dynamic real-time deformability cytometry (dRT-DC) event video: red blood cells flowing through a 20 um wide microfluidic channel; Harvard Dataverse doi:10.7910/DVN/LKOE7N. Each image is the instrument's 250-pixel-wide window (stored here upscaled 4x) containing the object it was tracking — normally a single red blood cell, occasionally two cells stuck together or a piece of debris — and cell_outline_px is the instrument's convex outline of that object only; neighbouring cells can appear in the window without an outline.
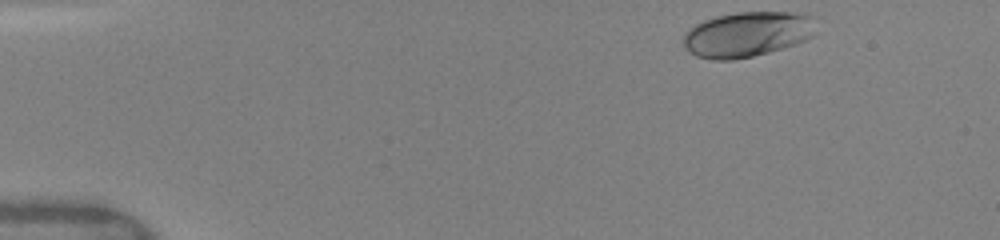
{"species": "human", "species_latin": "Homo sapiens", "temperature_condition": "warm", "stored_images_in_passage": 12, "camera_frame_rate_fps": 3000, "um_per_image_px": 0.085, "donor": {"sex": "female"}, "frame": {"image": 1, "passage_image": 1, "time_ms": 0.0, "image_size_px": [1000, 240], "cell_outline_px": [[816, 32], [812, 36], [796, 44], [768, 52], [752, 56], [732, 60], [712, 60], [696, 56], [688, 52], [684, 48], [684, 36], [688, 28], [704, 20], [716, 16], [736, 12], [792, 12], [812, 16]], "centroid_in_image_um": [63.49, 2.91], "position_along_channel_um": 21.5, "area_um2": 35.03}}
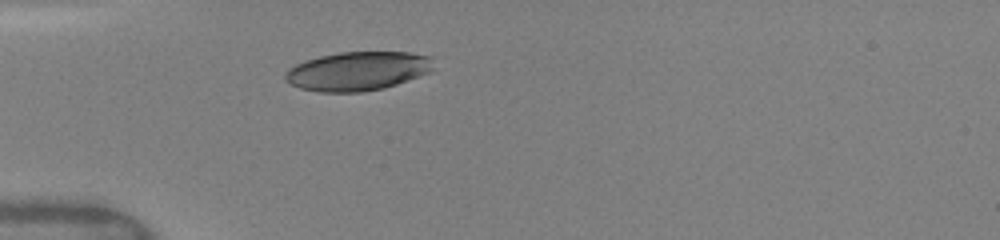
{"frame": {"image": 2, "passage_image": 9, "time_ms": 3.0, "image_size_px": [1000, 240], "cell_outline_px": [[436, 68], [428, 72], [396, 84], [384, 88], [360, 92], [320, 92], [300, 88], [284, 80], [284, 76], [288, 68], [304, 60], [320, 56], [340, 52], [408, 52], [432, 56]], "centroid_in_image_um": [30.41, 6.03], "position_along_channel_um": 54.6, "area_um2": 33.76}}
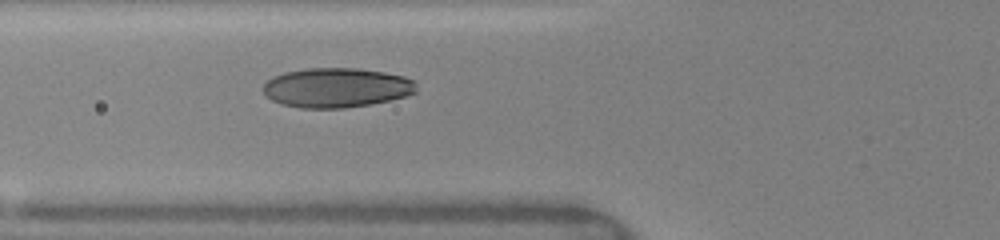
{"frame": {"image": 3, "passage_image": 12, "time_ms": 4.333, "image_size_px": [1000, 240], "cell_outline_px": [[416, 92], [408, 96], [392, 100], [372, 104], [344, 108], [300, 108], [280, 104], [272, 100], [264, 92], [264, 84], [272, 76], [284, 72], [308, 68], [356, 68], [384, 72], [404, 76], [416, 80]], "centroid_in_image_um": [28.64, 7.45], "position_along_channel_um": 97.2, "area_um2": 35.66}}